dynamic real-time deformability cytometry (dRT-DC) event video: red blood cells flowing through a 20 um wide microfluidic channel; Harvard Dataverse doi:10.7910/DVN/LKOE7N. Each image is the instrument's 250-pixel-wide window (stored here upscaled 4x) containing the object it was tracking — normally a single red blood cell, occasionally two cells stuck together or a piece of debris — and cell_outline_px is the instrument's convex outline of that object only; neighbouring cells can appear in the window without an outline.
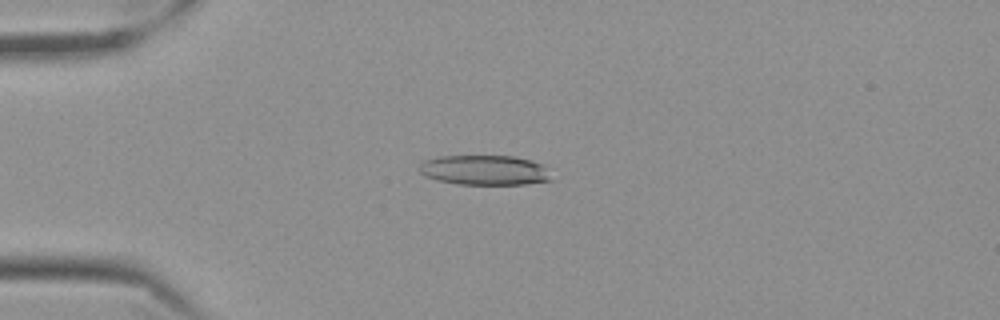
{"species": "Egyptian fruit bat (a non-hibernating species)", "species_latin": "Rousettus aegyptiacus", "temperature_condition": "cold", "stored_images_in_passage": 58, "camera_frame_rate_fps": 3000, "um_per_image_px": 0.085, "frame": {"image": 1, "passage_image": 15, "time_ms": 4.667, "image_size_px": [1000, 320], "cell_outline_px": [[552, 180], [528, 184], [456, 184], [436, 180], [424, 176], [420, 172], [420, 164], [424, 160], [440, 156], [512, 156], [532, 160], [544, 164]], "centroid_in_image_um": [41.19, 14.46], "position_along_channel_um": 43.8, "area_um2": 23.12}}
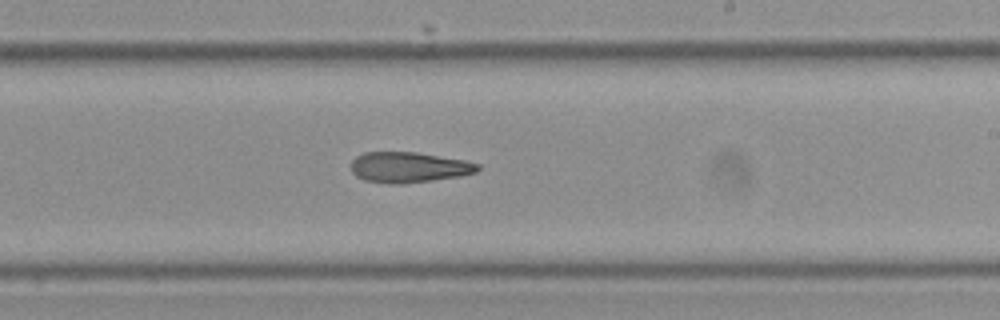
{"frame": {"image": 2, "passage_image": 35, "time_ms": 11.333, "image_size_px": [1000, 320], "cell_outline_px": [[480, 168], [476, 172], [460, 176], [432, 180], [400, 184], [388, 184], [364, 180], [356, 176], [352, 172], [352, 160], [356, 156], [364, 152], [416, 152], [464, 160], [480, 164]], "centroid_in_image_um": [34.73, 14.22], "position_along_channel_um": 254.3, "area_um2": 22.54}}
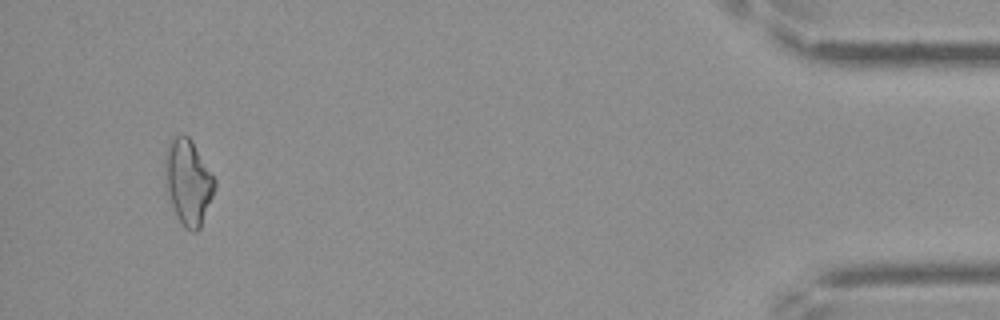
{"frame": {"image": 3, "passage_image": 55, "time_ms": 18.0, "image_size_px": [1000, 320], "cell_outline_px": [[216, 184], [212, 196], [200, 228], [196, 232], [192, 232], [184, 228], [172, 204], [168, 192], [164, 164], [164, 152], [168, 144], [176, 136], [188, 136], [192, 140], [216, 180]], "centroid_in_image_um": [16.0, 15.46], "position_along_channel_um": 419.2, "area_um2": 24.22}}